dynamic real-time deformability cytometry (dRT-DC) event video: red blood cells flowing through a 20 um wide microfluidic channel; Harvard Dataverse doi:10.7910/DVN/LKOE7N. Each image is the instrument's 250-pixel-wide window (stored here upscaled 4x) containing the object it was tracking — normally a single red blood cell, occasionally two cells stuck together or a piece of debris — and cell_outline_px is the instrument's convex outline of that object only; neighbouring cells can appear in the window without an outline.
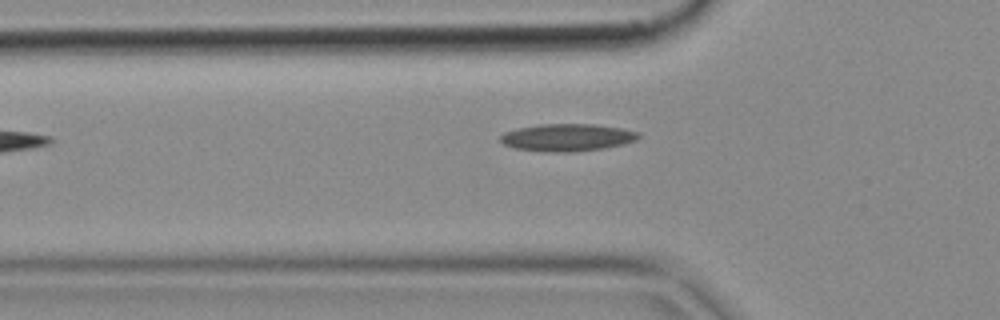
{"species": "common noctule bat (a hibernating species)", "species_latin": "Nyctalus noctula", "temperature_condition": "cold", "stored_images_in_passage": 3, "camera_frame_rate_fps": 3000, "um_per_image_px": 0.085, "animal": {"sex": "female", "body_mass_g": 18.4}, "frame": {"image": 1, "passage_image": 2, "time_ms": 0.333, "image_size_px": [1000, 320], "cell_outline_px": [[640, 136], [636, 140], [624, 144], [604, 148], [572, 152], [544, 152], [516, 148], [504, 144], [500, 140], [500, 136], [504, 132], [516, 128], [540, 124], [592, 124], [620, 128], [640, 132]], "centroid_in_image_um": [48.21, 11.68], "position_along_channel_um": 77.6, "area_um2": 22.08}}
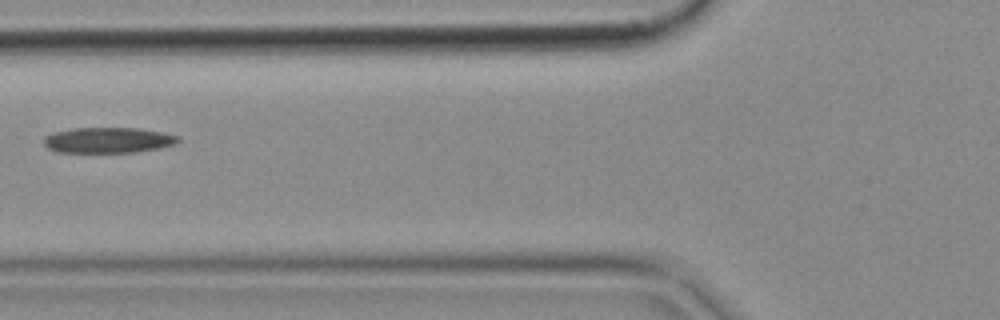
{"frame": {"image": 2, "passage_image": 3, "time_ms": 0.667, "image_size_px": [1000, 320], "cell_outline_px": [[180, 140], [176, 144], [156, 148], [132, 152], [56, 152], [48, 148], [44, 144], [44, 136], [52, 132], [72, 128], [136, 128], [164, 132], [180, 136]], "centroid_in_image_um": [9.17, 11.9], "position_along_channel_um": 116.6, "area_um2": 20.06}}